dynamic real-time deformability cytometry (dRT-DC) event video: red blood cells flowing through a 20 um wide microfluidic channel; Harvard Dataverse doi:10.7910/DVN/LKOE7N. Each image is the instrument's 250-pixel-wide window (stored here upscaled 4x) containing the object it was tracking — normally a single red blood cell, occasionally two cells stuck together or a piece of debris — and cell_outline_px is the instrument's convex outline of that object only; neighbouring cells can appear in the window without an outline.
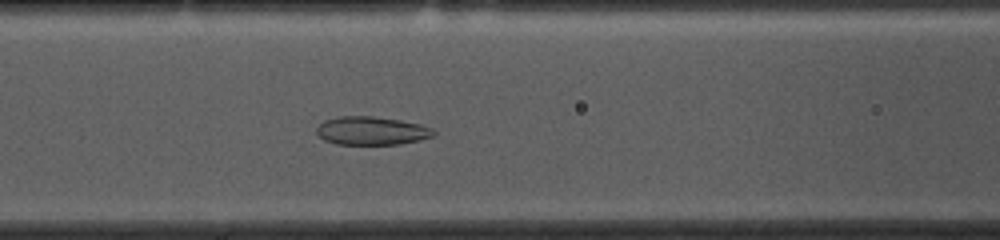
{"species": "common noctule bat (a hibernating species)", "species_latin": "Nyctalus noctula", "temperature_condition": "cold", "stored_images_in_passage": 55, "camera_frame_rate_fps": 3000, "um_per_image_px": 0.085, "animal": {"sex": "female", "body_mass_g": 10.0, "forearm_length_mm": 53.1}, "frame": {"image": 1, "passage_image": 21, "time_ms": 6.667, "image_size_px": [1000, 240], "cell_outline_px": [[436, 132], [432, 136], [420, 140], [400, 144], [336, 144], [324, 140], [316, 132], [316, 128], [324, 120], [340, 116], [372, 116], [400, 120], [420, 124], [432, 128]], "centroid_in_image_um": [31.58, 11.11], "position_along_channel_um": 135.0, "area_um2": 19.31}}
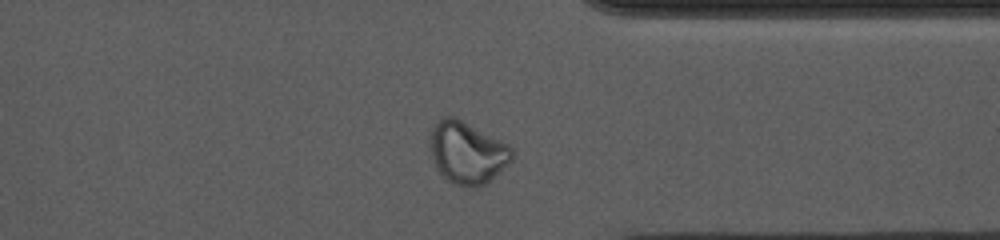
{"frame": {"image": 2, "passage_image": 41, "time_ms": 13.333, "image_size_px": [1000, 240], "cell_outline_px": [[512, 160], [480, 188], [472, 188], [456, 184], [448, 180], [436, 168], [432, 156], [432, 124], [440, 116], [456, 116], [508, 144], [512, 148]], "centroid_in_image_um": [39.71, 12.94], "position_along_channel_um": 371.7, "area_um2": 29.48}}
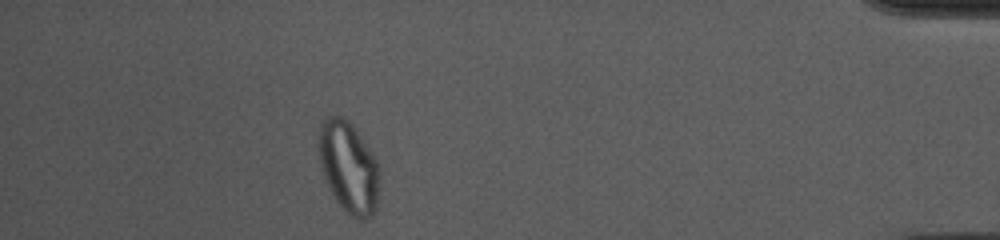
{"frame": {"image": 3, "passage_image": 48, "time_ms": 15.667, "image_size_px": [1000, 240], "cell_outline_px": [[380, 180], [376, 208], [372, 216], [364, 220], [360, 220], [352, 216], [336, 200], [328, 188], [324, 180], [320, 168], [316, 144], [316, 140], [320, 124], [328, 116], [340, 116], [348, 120], [356, 128], [376, 160], [380, 172]], "centroid_in_image_um": [29.6, 14.19], "position_along_channel_um": 405.6, "area_um2": 33.0}, "authors_computed_cell_mechanics": {"area_um2": 25.3164, "velocity_mm_per_s": 3.6296, "shape_relaxation_time_tau1_ms": null, "shape_relaxation_time_tau2_ms": 1.8673, "deformation_change_tau1": null, "deformation_change_tau2": 0.0614}}